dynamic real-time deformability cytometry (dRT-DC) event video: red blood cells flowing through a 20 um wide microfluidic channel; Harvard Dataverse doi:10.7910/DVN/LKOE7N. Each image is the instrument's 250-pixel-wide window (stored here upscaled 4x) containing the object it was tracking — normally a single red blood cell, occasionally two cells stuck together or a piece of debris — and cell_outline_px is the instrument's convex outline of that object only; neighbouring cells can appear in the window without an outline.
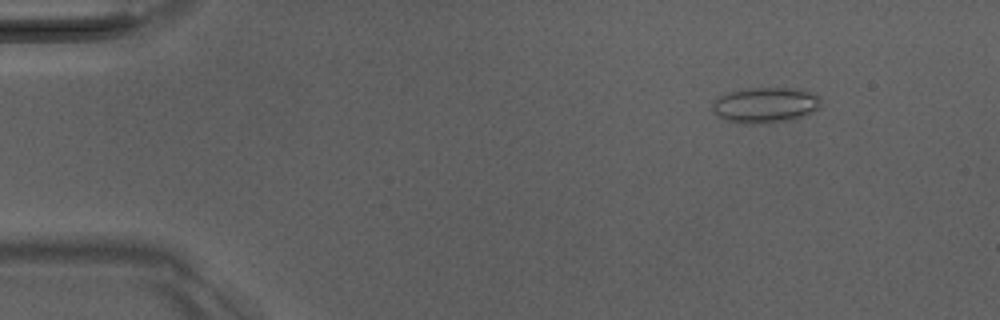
{"species": "Egyptian fruit bat (a non-hibernating species)", "species_latin": "Rousettus aegyptiacus", "temperature_condition": "room temperature", "stored_images_in_passage": 10, "camera_frame_rate_fps": 3000, "um_per_image_px": 0.085, "animal": {"sex": "male"}, "frame": {"image": 1, "passage_image": 1, "time_ms": 0.0, "image_size_px": [1000, 320], "cell_outline_px": [[820, 108], [812, 112], [800, 116], [784, 120], [748, 124], [728, 120], [712, 112], [712, 100], [728, 92], [748, 88], [796, 88], [812, 92], [820, 96]], "centroid_in_image_um": [65.04, 8.89], "position_along_channel_um": 20.0, "area_um2": 22.2}}